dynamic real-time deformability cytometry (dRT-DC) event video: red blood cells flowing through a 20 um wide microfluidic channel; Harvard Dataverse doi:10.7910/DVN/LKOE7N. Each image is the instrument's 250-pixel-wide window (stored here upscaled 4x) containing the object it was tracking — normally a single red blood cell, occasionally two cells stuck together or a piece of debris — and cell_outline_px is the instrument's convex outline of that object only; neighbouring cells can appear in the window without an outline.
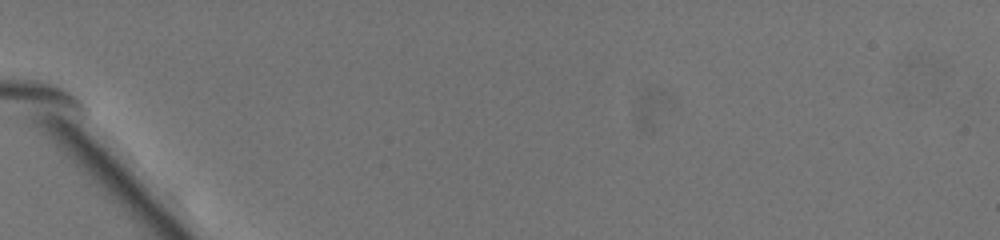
{"species": "common noctule bat (a hibernating species)", "species_latin": "Nyctalus noctula", "temperature_condition": "warm", "stored_images_in_passage": 1, "camera_frame_rate_fps": 3000, "um_per_image_px": 0.085, "animal": {"sex": "female", "body_mass_g": 19.5, "forearm_length_mm": 54.1}, "frame": {"image": 1, "passage_image": 1, "time_ms": 0.0, "image_size_px": [1000, 240], "cell_outline_px": [[288, 176], [280, 184], [272, 184], [248, 168], [244, 164], [232, 140], [232, 128], [240, 120], [260, 136], [272, 148], [288, 172]], "centroid_in_image_um": [21.94, 13.13], "position_along_channel_um": 63.1, "area_um2": 13.06}}